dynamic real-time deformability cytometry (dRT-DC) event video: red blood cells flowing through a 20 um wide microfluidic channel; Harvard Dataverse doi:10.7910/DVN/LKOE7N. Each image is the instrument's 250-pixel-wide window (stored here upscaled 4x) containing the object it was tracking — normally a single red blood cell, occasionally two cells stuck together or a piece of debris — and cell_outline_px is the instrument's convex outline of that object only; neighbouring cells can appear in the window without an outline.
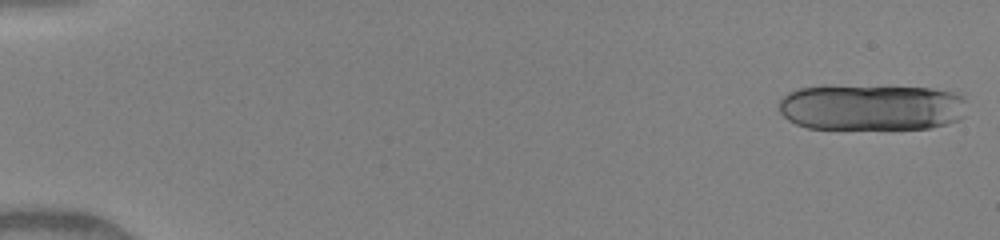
{"species": "human", "species_latin": "Homo sapiens", "temperature_condition": "warm", "stored_images_in_passage": 14, "camera_frame_rate_fps": 3000, "um_per_image_px": 0.085, "donor": {"sex": "female"}, "frame": {"image": 1, "passage_image": 1, "time_ms": 0.0, "image_size_px": [1000, 240], "cell_outline_px": [[964, 116], [960, 120], [948, 124], [932, 128], [808, 128], [796, 124], [788, 120], [780, 112], [780, 100], [788, 92], [796, 88], [824, 84], [828, 84], [932, 88], [956, 92], [964, 100]], "centroid_in_image_um": [74.05, 9.09], "position_along_channel_um": 11.0, "area_um2": 51.56}}
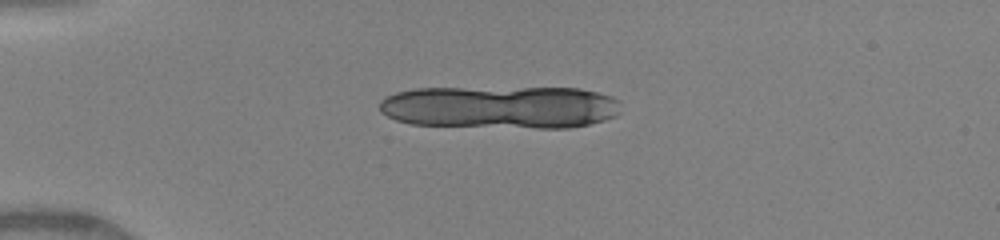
{"frame": {"image": 2, "passage_image": 10, "time_ms": 3.667, "image_size_px": [1000, 240], "cell_outline_px": [[620, 112], [616, 116], [604, 120], [572, 128], [536, 128], [412, 124], [396, 120], [380, 112], [380, 100], [396, 92], [416, 88], [580, 88], [612, 96], [620, 100]], "centroid_in_image_um": [42.57, 9.1], "position_along_channel_um": 42.4, "area_um2": 60.57}}